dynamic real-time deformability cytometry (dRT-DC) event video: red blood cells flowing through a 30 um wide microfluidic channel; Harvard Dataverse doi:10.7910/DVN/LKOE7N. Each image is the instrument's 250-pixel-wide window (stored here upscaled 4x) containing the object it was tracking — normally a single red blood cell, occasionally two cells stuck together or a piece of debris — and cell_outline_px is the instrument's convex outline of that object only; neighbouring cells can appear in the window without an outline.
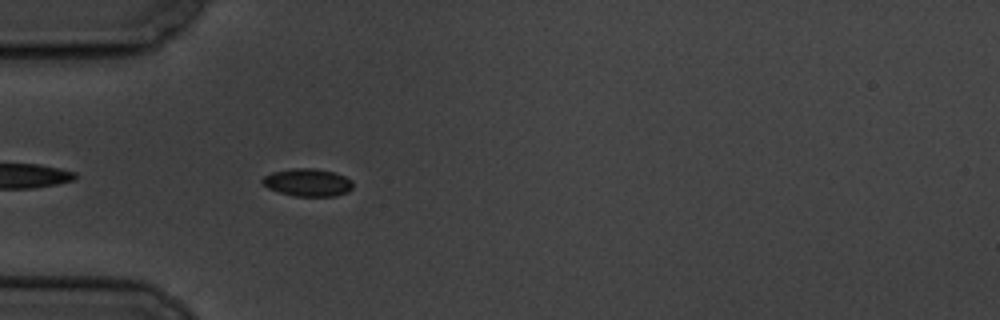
{"species": "common noctule bat (a hibernating species)", "species_latin": "Nyctalus noctula", "temperature_condition": "cold", "stored_images_in_passage": 1, "camera_frame_rate_fps": 3000, "um_per_image_px": 0.085, "animal": {"sex": "male", "body_mass_g": 19.5, "forearm_length_mm": 54.6}, "frame": {"image": 1, "passage_image": 1, "time_ms": 0.0, "image_size_px": [1000, 320], "cell_outline_px": [[352, 188], [348, 192], [336, 196], [296, 196], [280, 192], [268, 188], [260, 180], [264, 176], [272, 172], [292, 168], [316, 168], [332, 172], [344, 176], [352, 180]], "centroid_in_image_um": [26.15, 15.5], "position_along_channel_um": 58.8, "area_um2": 14.57}}